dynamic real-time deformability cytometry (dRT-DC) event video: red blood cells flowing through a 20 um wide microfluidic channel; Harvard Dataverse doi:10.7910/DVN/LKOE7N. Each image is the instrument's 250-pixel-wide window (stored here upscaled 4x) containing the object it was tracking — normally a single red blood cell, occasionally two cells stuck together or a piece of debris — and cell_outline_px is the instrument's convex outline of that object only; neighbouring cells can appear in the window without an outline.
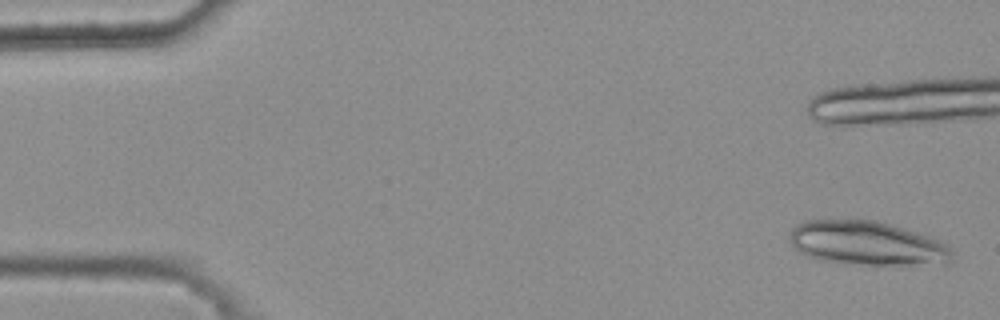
{"species": "common noctule bat (a hibernating species)", "species_latin": "Nyctalus noctula", "temperature_condition": "warm", "stored_images_in_passage": 5, "camera_frame_rate_fps": 3000, "um_per_image_px": 0.085, "animal": {"sex": "female", "body_mass_g": 25.1}, "frame": {"image": 1, "passage_image": 2, "time_ms": 0.333, "image_size_px": [1000, 320], "cell_outline_px": [[956, 260], [948, 264], [868, 264], [816, 260], [800, 252], [788, 240], [788, 232], [796, 224], [804, 220], [876, 220], [928, 236], [940, 240], [948, 244], [952, 248]], "centroid_in_image_um": [73.72, 20.68], "position_along_channel_um": 11.3, "area_um2": 41.91}}